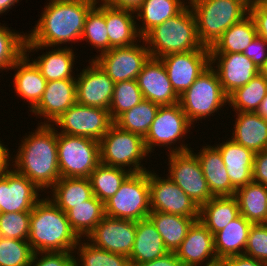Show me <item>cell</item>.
I'll return each mask as SVG.
<instances>
[{
	"label": "cell",
	"mask_w": 267,
	"mask_h": 266,
	"mask_svg": "<svg viewBox=\"0 0 267 266\" xmlns=\"http://www.w3.org/2000/svg\"><path fill=\"white\" fill-rule=\"evenodd\" d=\"M21 138L10 156L11 166L26 176L45 195L61 178L58 166L57 132L51 124H40ZM13 155V156H12Z\"/></svg>",
	"instance_id": "6da1fadb"
},
{
	"label": "cell",
	"mask_w": 267,
	"mask_h": 266,
	"mask_svg": "<svg viewBox=\"0 0 267 266\" xmlns=\"http://www.w3.org/2000/svg\"><path fill=\"white\" fill-rule=\"evenodd\" d=\"M35 27L26 33L25 44L69 47L79 44L93 0H48ZM68 43V44H67ZM62 45V46H61ZM65 45V46H64Z\"/></svg>",
	"instance_id": "7a4b0ae2"
},
{
	"label": "cell",
	"mask_w": 267,
	"mask_h": 266,
	"mask_svg": "<svg viewBox=\"0 0 267 266\" xmlns=\"http://www.w3.org/2000/svg\"><path fill=\"white\" fill-rule=\"evenodd\" d=\"M29 225L28 242L34 253L74 251L80 240L66 213L47 196L33 207Z\"/></svg>",
	"instance_id": "3957f363"
},
{
	"label": "cell",
	"mask_w": 267,
	"mask_h": 266,
	"mask_svg": "<svg viewBox=\"0 0 267 266\" xmlns=\"http://www.w3.org/2000/svg\"><path fill=\"white\" fill-rule=\"evenodd\" d=\"M142 39L153 58L197 49H209L200 42L196 18L189 4L179 14L154 26Z\"/></svg>",
	"instance_id": "277c9868"
},
{
	"label": "cell",
	"mask_w": 267,
	"mask_h": 266,
	"mask_svg": "<svg viewBox=\"0 0 267 266\" xmlns=\"http://www.w3.org/2000/svg\"><path fill=\"white\" fill-rule=\"evenodd\" d=\"M188 3L196 18L200 42L208 48L249 14V8L240 0H193Z\"/></svg>",
	"instance_id": "5b68a950"
},
{
	"label": "cell",
	"mask_w": 267,
	"mask_h": 266,
	"mask_svg": "<svg viewBox=\"0 0 267 266\" xmlns=\"http://www.w3.org/2000/svg\"><path fill=\"white\" fill-rule=\"evenodd\" d=\"M179 104L189 122L194 125L207 120L227 107L228 96L223 91L218 74L209 66L195 82L179 96ZM222 108V109H221ZM198 121V122H197Z\"/></svg>",
	"instance_id": "8992f818"
},
{
	"label": "cell",
	"mask_w": 267,
	"mask_h": 266,
	"mask_svg": "<svg viewBox=\"0 0 267 266\" xmlns=\"http://www.w3.org/2000/svg\"><path fill=\"white\" fill-rule=\"evenodd\" d=\"M100 163L107 166L121 167L131 173L148 171L143 161L152 157L146 149L144 138L122 130L114 123L101 138ZM148 156V157H147ZM143 162V163H142Z\"/></svg>",
	"instance_id": "52a82bcc"
},
{
	"label": "cell",
	"mask_w": 267,
	"mask_h": 266,
	"mask_svg": "<svg viewBox=\"0 0 267 266\" xmlns=\"http://www.w3.org/2000/svg\"><path fill=\"white\" fill-rule=\"evenodd\" d=\"M191 127L194 128L179 103L160 106L144 138L148 153L150 155L154 153L156 146L159 148L165 147V150L169 153L194 149L190 147V143H188V146L184 142L187 140V133H192L190 131Z\"/></svg>",
	"instance_id": "ba28073f"
},
{
	"label": "cell",
	"mask_w": 267,
	"mask_h": 266,
	"mask_svg": "<svg viewBox=\"0 0 267 266\" xmlns=\"http://www.w3.org/2000/svg\"><path fill=\"white\" fill-rule=\"evenodd\" d=\"M58 166L61 178H89L100 164L99 141L57 133Z\"/></svg>",
	"instance_id": "9c48e42d"
},
{
	"label": "cell",
	"mask_w": 267,
	"mask_h": 266,
	"mask_svg": "<svg viewBox=\"0 0 267 266\" xmlns=\"http://www.w3.org/2000/svg\"><path fill=\"white\" fill-rule=\"evenodd\" d=\"M104 207L109 217L133 221L148 218L151 212L148 171L131 173Z\"/></svg>",
	"instance_id": "30bf717a"
},
{
	"label": "cell",
	"mask_w": 267,
	"mask_h": 266,
	"mask_svg": "<svg viewBox=\"0 0 267 266\" xmlns=\"http://www.w3.org/2000/svg\"><path fill=\"white\" fill-rule=\"evenodd\" d=\"M166 156L168 173L165 176L178 185L199 207L214 197L194 150L167 153Z\"/></svg>",
	"instance_id": "8fae6325"
},
{
	"label": "cell",
	"mask_w": 267,
	"mask_h": 266,
	"mask_svg": "<svg viewBox=\"0 0 267 266\" xmlns=\"http://www.w3.org/2000/svg\"><path fill=\"white\" fill-rule=\"evenodd\" d=\"M113 123L109 110L84 106L76 102L51 125L57 133L84 136L100 141Z\"/></svg>",
	"instance_id": "7c38bea8"
},
{
	"label": "cell",
	"mask_w": 267,
	"mask_h": 266,
	"mask_svg": "<svg viewBox=\"0 0 267 266\" xmlns=\"http://www.w3.org/2000/svg\"><path fill=\"white\" fill-rule=\"evenodd\" d=\"M150 57V52L141 38L133 45L116 47L100 55H93L91 60H94L110 79L117 83L125 80H137L138 74Z\"/></svg>",
	"instance_id": "4fadbf2b"
},
{
	"label": "cell",
	"mask_w": 267,
	"mask_h": 266,
	"mask_svg": "<svg viewBox=\"0 0 267 266\" xmlns=\"http://www.w3.org/2000/svg\"><path fill=\"white\" fill-rule=\"evenodd\" d=\"M152 169L148 170L151 211L199 217L200 207L171 179Z\"/></svg>",
	"instance_id": "5bb4252c"
},
{
	"label": "cell",
	"mask_w": 267,
	"mask_h": 266,
	"mask_svg": "<svg viewBox=\"0 0 267 266\" xmlns=\"http://www.w3.org/2000/svg\"><path fill=\"white\" fill-rule=\"evenodd\" d=\"M10 166L0 178V213L31 212L44 194Z\"/></svg>",
	"instance_id": "9a60e30c"
},
{
	"label": "cell",
	"mask_w": 267,
	"mask_h": 266,
	"mask_svg": "<svg viewBox=\"0 0 267 266\" xmlns=\"http://www.w3.org/2000/svg\"><path fill=\"white\" fill-rule=\"evenodd\" d=\"M175 92L180 96L210 66L209 49L173 53L160 58Z\"/></svg>",
	"instance_id": "2e32d148"
},
{
	"label": "cell",
	"mask_w": 267,
	"mask_h": 266,
	"mask_svg": "<svg viewBox=\"0 0 267 266\" xmlns=\"http://www.w3.org/2000/svg\"><path fill=\"white\" fill-rule=\"evenodd\" d=\"M88 62L76 75V102L109 110L115 83L94 60Z\"/></svg>",
	"instance_id": "e0dca14e"
},
{
	"label": "cell",
	"mask_w": 267,
	"mask_h": 266,
	"mask_svg": "<svg viewBox=\"0 0 267 266\" xmlns=\"http://www.w3.org/2000/svg\"><path fill=\"white\" fill-rule=\"evenodd\" d=\"M136 235V221L107 215L86 237L96 247L129 257Z\"/></svg>",
	"instance_id": "ac0fdd59"
},
{
	"label": "cell",
	"mask_w": 267,
	"mask_h": 266,
	"mask_svg": "<svg viewBox=\"0 0 267 266\" xmlns=\"http://www.w3.org/2000/svg\"><path fill=\"white\" fill-rule=\"evenodd\" d=\"M210 66L227 96L259 74V68L243 53H210Z\"/></svg>",
	"instance_id": "d6986e66"
},
{
	"label": "cell",
	"mask_w": 267,
	"mask_h": 266,
	"mask_svg": "<svg viewBox=\"0 0 267 266\" xmlns=\"http://www.w3.org/2000/svg\"><path fill=\"white\" fill-rule=\"evenodd\" d=\"M39 50L43 51L42 54L33 59L32 55H35L34 53H37ZM44 50H46V52H44ZM74 51L75 49L70 47L25 44V54L31 57L30 59L40 69L42 76L47 82L62 79H76V74L73 69H75L74 65L78 62V55L75 56L77 53ZM31 52L33 54H31Z\"/></svg>",
	"instance_id": "ffe728a7"
},
{
	"label": "cell",
	"mask_w": 267,
	"mask_h": 266,
	"mask_svg": "<svg viewBox=\"0 0 267 266\" xmlns=\"http://www.w3.org/2000/svg\"><path fill=\"white\" fill-rule=\"evenodd\" d=\"M137 82L145 100L160 106L179 103V95L173 89L160 58L148 59L138 74Z\"/></svg>",
	"instance_id": "44dd1931"
},
{
	"label": "cell",
	"mask_w": 267,
	"mask_h": 266,
	"mask_svg": "<svg viewBox=\"0 0 267 266\" xmlns=\"http://www.w3.org/2000/svg\"><path fill=\"white\" fill-rule=\"evenodd\" d=\"M183 266H210L220 262L214 249V235L196 220L175 251Z\"/></svg>",
	"instance_id": "7402d4cb"
},
{
	"label": "cell",
	"mask_w": 267,
	"mask_h": 266,
	"mask_svg": "<svg viewBox=\"0 0 267 266\" xmlns=\"http://www.w3.org/2000/svg\"><path fill=\"white\" fill-rule=\"evenodd\" d=\"M75 103L76 79L50 81L39 103L30 112L40 121L44 120L40 124H52Z\"/></svg>",
	"instance_id": "603a6c76"
},
{
	"label": "cell",
	"mask_w": 267,
	"mask_h": 266,
	"mask_svg": "<svg viewBox=\"0 0 267 266\" xmlns=\"http://www.w3.org/2000/svg\"><path fill=\"white\" fill-rule=\"evenodd\" d=\"M13 70V90L16 95L27 103L31 111L40 101L47 85L40 69L24 54L10 69Z\"/></svg>",
	"instance_id": "cb8c5ba5"
},
{
	"label": "cell",
	"mask_w": 267,
	"mask_h": 266,
	"mask_svg": "<svg viewBox=\"0 0 267 266\" xmlns=\"http://www.w3.org/2000/svg\"><path fill=\"white\" fill-rule=\"evenodd\" d=\"M206 145V146H205ZM195 152L209 190L213 196H234L236 188L231 184L221 153L213 144H204Z\"/></svg>",
	"instance_id": "d4e9b609"
},
{
	"label": "cell",
	"mask_w": 267,
	"mask_h": 266,
	"mask_svg": "<svg viewBox=\"0 0 267 266\" xmlns=\"http://www.w3.org/2000/svg\"><path fill=\"white\" fill-rule=\"evenodd\" d=\"M226 141V142H225ZM215 146L221 153L231 184L236 188L252 182V170L255 153L242 145L235 143L231 138Z\"/></svg>",
	"instance_id": "484cf974"
},
{
	"label": "cell",
	"mask_w": 267,
	"mask_h": 266,
	"mask_svg": "<svg viewBox=\"0 0 267 266\" xmlns=\"http://www.w3.org/2000/svg\"><path fill=\"white\" fill-rule=\"evenodd\" d=\"M231 138L235 143L258 153L267 149V120L256 112H234Z\"/></svg>",
	"instance_id": "4316f807"
},
{
	"label": "cell",
	"mask_w": 267,
	"mask_h": 266,
	"mask_svg": "<svg viewBox=\"0 0 267 266\" xmlns=\"http://www.w3.org/2000/svg\"><path fill=\"white\" fill-rule=\"evenodd\" d=\"M135 12L104 4V17L109 38V50L137 43L142 37L137 31Z\"/></svg>",
	"instance_id": "83f0119b"
},
{
	"label": "cell",
	"mask_w": 267,
	"mask_h": 266,
	"mask_svg": "<svg viewBox=\"0 0 267 266\" xmlns=\"http://www.w3.org/2000/svg\"><path fill=\"white\" fill-rule=\"evenodd\" d=\"M169 251L149 218L136 221L133 249L128 257L132 266L157 259Z\"/></svg>",
	"instance_id": "f1b7e54d"
},
{
	"label": "cell",
	"mask_w": 267,
	"mask_h": 266,
	"mask_svg": "<svg viewBox=\"0 0 267 266\" xmlns=\"http://www.w3.org/2000/svg\"><path fill=\"white\" fill-rule=\"evenodd\" d=\"M252 224L240 214L214 235V249L219 261L244 255Z\"/></svg>",
	"instance_id": "f546056e"
},
{
	"label": "cell",
	"mask_w": 267,
	"mask_h": 266,
	"mask_svg": "<svg viewBox=\"0 0 267 266\" xmlns=\"http://www.w3.org/2000/svg\"><path fill=\"white\" fill-rule=\"evenodd\" d=\"M188 4V0H143L135 12L139 35L143 37L154 26L179 14Z\"/></svg>",
	"instance_id": "4dcf8cb0"
},
{
	"label": "cell",
	"mask_w": 267,
	"mask_h": 266,
	"mask_svg": "<svg viewBox=\"0 0 267 266\" xmlns=\"http://www.w3.org/2000/svg\"><path fill=\"white\" fill-rule=\"evenodd\" d=\"M239 215L235 196H214L200 206L198 220L215 235Z\"/></svg>",
	"instance_id": "1f68e13d"
},
{
	"label": "cell",
	"mask_w": 267,
	"mask_h": 266,
	"mask_svg": "<svg viewBox=\"0 0 267 266\" xmlns=\"http://www.w3.org/2000/svg\"><path fill=\"white\" fill-rule=\"evenodd\" d=\"M148 218L155 225L169 252H175L186 237L188 230L199 217L151 211Z\"/></svg>",
	"instance_id": "d6a6232c"
},
{
	"label": "cell",
	"mask_w": 267,
	"mask_h": 266,
	"mask_svg": "<svg viewBox=\"0 0 267 266\" xmlns=\"http://www.w3.org/2000/svg\"><path fill=\"white\" fill-rule=\"evenodd\" d=\"M46 194L64 213H67L72 209V205H79L89 200L93 196V191L89 178H60Z\"/></svg>",
	"instance_id": "836d02e7"
},
{
	"label": "cell",
	"mask_w": 267,
	"mask_h": 266,
	"mask_svg": "<svg viewBox=\"0 0 267 266\" xmlns=\"http://www.w3.org/2000/svg\"><path fill=\"white\" fill-rule=\"evenodd\" d=\"M240 214L253 224L264 223L267 217V186L250 182L236 189Z\"/></svg>",
	"instance_id": "e575fe53"
},
{
	"label": "cell",
	"mask_w": 267,
	"mask_h": 266,
	"mask_svg": "<svg viewBox=\"0 0 267 266\" xmlns=\"http://www.w3.org/2000/svg\"><path fill=\"white\" fill-rule=\"evenodd\" d=\"M257 35L255 22L248 14L227 29L209 48V51L210 53H243Z\"/></svg>",
	"instance_id": "d590c367"
},
{
	"label": "cell",
	"mask_w": 267,
	"mask_h": 266,
	"mask_svg": "<svg viewBox=\"0 0 267 266\" xmlns=\"http://www.w3.org/2000/svg\"><path fill=\"white\" fill-rule=\"evenodd\" d=\"M66 215L71 228L77 236L80 239L86 238L104 218V203L93 195L89 200L79 205H72V209Z\"/></svg>",
	"instance_id": "8d00e7d4"
},
{
	"label": "cell",
	"mask_w": 267,
	"mask_h": 266,
	"mask_svg": "<svg viewBox=\"0 0 267 266\" xmlns=\"http://www.w3.org/2000/svg\"><path fill=\"white\" fill-rule=\"evenodd\" d=\"M130 174L127 169L100 163L89 177L93 195L105 203L115 195Z\"/></svg>",
	"instance_id": "74e56055"
},
{
	"label": "cell",
	"mask_w": 267,
	"mask_h": 266,
	"mask_svg": "<svg viewBox=\"0 0 267 266\" xmlns=\"http://www.w3.org/2000/svg\"><path fill=\"white\" fill-rule=\"evenodd\" d=\"M73 252L74 266H132L127 256L96 247L86 238L79 240Z\"/></svg>",
	"instance_id": "f35d334b"
},
{
	"label": "cell",
	"mask_w": 267,
	"mask_h": 266,
	"mask_svg": "<svg viewBox=\"0 0 267 266\" xmlns=\"http://www.w3.org/2000/svg\"><path fill=\"white\" fill-rule=\"evenodd\" d=\"M266 94L267 80L259 73L228 96V106L234 112H256Z\"/></svg>",
	"instance_id": "ab89813d"
},
{
	"label": "cell",
	"mask_w": 267,
	"mask_h": 266,
	"mask_svg": "<svg viewBox=\"0 0 267 266\" xmlns=\"http://www.w3.org/2000/svg\"><path fill=\"white\" fill-rule=\"evenodd\" d=\"M160 105L143 99L138 105L122 113L114 124L125 131L145 138Z\"/></svg>",
	"instance_id": "60d3db41"
},
{
	"label": "cell",
	"mask_w": 267,
	"mask_h": 266,
	"mask_svg": "<svg viewBox=\"0 0 267 266\" xmlns=\"http://www.w3.org/2000/svg\"><path fill=\"white\" fill-rule=\"evenodd\" d=\"M82 41L90 44L92 49L95 48L96 52H99L97 55L109 50L103 3L96 2V5L88 12L80 42Z\"/></svg>",
	"instance_id": "b9f144b4"
},
{
	"label": "cell",
	"mask_w": 267,
	"mask_h": 266,
	"mask_svg": "<svg viewBox=\"0 0 267 266\" xmlns=\"http://www.w3.org/2000/svg\"><path fill=\"white\" fill-rule=\"evenodd\" d=\"M11 28L0 22V73L9 71L25 54L26 32Z\"/></svg>",
	"instance_id": "7bdbcfd3"
},
{
	"label": "cell",
	"mask_w": 267,
	"mask_h": 266,
	"mask_svg": "<svg viewBox=\"0 0 267 266\" xmlns=\"http://www.w3.org/2000/svg\"><path fill=\"white\" fill-rule=\"evenodd\" d=\"M137 80L115 83L109 114L114 122L122 113L132 109L143 100Z\"/></svg>",
	"instance_id": "ee69618b"
},
{
	"label": "cell",
	"mask_w": 267,
	"mask_h": 266,
	"mask_svg": "<svg viewBox=\"0 0 267 266\" xmlns=\"http://www.w3.org/2000/svg\"><path fill=\"white\" fill-rule=\"evenodd\" d=\"M33 254L28 240L0 237V266H30Z\"/></svg>",
	"instance_id": "f6af8a7d"
},
{
	"label": "cell",
	"mask_w": 267,
	"mask_h": 266,
	"mask_svg": "<svg viewBox=\"0 0 267 266\" xmlns=\"http://www.w3.org/2000/svg\"><path fill=\"white\" fill-rule=\"evenodd\" d=\"M31 212L0 213V237L28 240Z\"/></svg>",
	"instance_id": "bcb514c9"
},
{
	"label": "cell",
	"mask_w": 267,
	"mask_h": 266,
	"mask_svg": "<svg viewBox=\"0 0 267 266\" xmlns=\"http://www.w3.org/2000/svg\"><path fill=\"white\" fill-rule=\"evenodd\" d=\"M244 255L267 264V225L252 224Z\"/></svg>",
	"instance_id": "7dc6e473"
},
{
	"label": "cell",
	"mask_w": 267,
	"mask_h": 266,
	"mask_svg": "<svg viewBox=\"0 0 267 266\" xmlns=\"http://www.w3.org/2000/svg\"><path fill=\"white\" fill-rule=\"evenodd\" d=\"M74 256L73 251L36 252L30 266H74Z\"/></svg>",
	"instance_id": "c3c4849f"
},
{
	"label": "cell",
	"mask_w": 267,
	"mask_h": 266,
	"mask_svg": "<svg viewBox=\"0 0 267 266\" xmlns=\"http://www.w3.org/2000/svg\"><path fill=\"white\" fill-rule=\"evenodd\" d=\"M249 14L253 18L258 36L267 43V1H259L249 8Z\"/></svg>",
	"instance_id": "681fc988"
},
{
	"label": "cell",
	"mask_w": 267,
	"mask_h": 266,
	"mask_svg": "<svg viewBox=\"0 0 267 266\" xmlns=\"http://www.w3.org/2000/svg\"><path fill=\"white\" fill-rule=\"evenodd\" d=\"M260 69L267 60V43L262 37L256 36L243 52Z\"/></svg>",
	"instance_id": "f907efd6"
},
{
	"label": "cell",
	"mask_w": 267,
	"mask_h": 266,
	"mask_svg": "<svg viewBox=\"0 0 267 266\" xmlns=\"http://www.w3.org/2000/svg\"><path fill=\"white\" fill-rule=\"evenodd\" d=\"M252 179L255 183L267 186V149L255 153Z\"/></svg>",
	"instance_id": "816d5d0a"
},
{
	"label": "cell",
	"mask_w": 267,
	"mask_h": 266,
	"mask_svg": "<svg viewBox=\"0 0 267 266\" xmlns=\"http://www.w3.org/2000/svg\"><path fill=\"white\" fill-rule=\"evenodd\" d=\"M223 266H267L266 263L250 258L246 255H237L220 261Z\"/></svg>",
	"instance_id": "f5cc1de1"
},
{
	"label": "cell",
	"mask_w": 267,
	"mask_h": 266,
	"mask_svg": "<svg viewBox=\"0 0 267 266\" xmlns=\"http://www.w3.org/2000/svg\"><path fill=\"white\" fill-rule=\"evenodd\" d=\"M136 266H183V264L175 252H168L157 259L142 264H137Z\"/></svg>",
	"instance_id": "db71d44e"
},
{
	"label": "cell",
	"mask_w": 267,
	"mask_h": 266,
	"mask_svg": "<svg viewBox=\"0 0 267 266\" xmlns=\"http://www.w3.org/2000/svg\"><path fill=\"white\" fill-rule=\"evenodd\" d=\"M97 2L111 7L136 12V10L141 6L143 0H97Z\"/></svg>",
	"instance_id": "11a10c76"
},
{
	"label": "cell",
	"mask_w": 267,
	"mask_h": 266,
	"mask_svg": "<svg viewBox=\"0 0 267 266\" xmlns=\"http://www.w3.org/2000/svg\"><path fill=\"white\" fill-rule=\"evenodd\" d=\"M0 138V178L3 176L4 172L11 166L10 163V149L8 145L4 144Z\"/></svg>",
	"instance_id": "9f6ffc18"
},
{
	"label": "cell",
	"mask_w": 267,
	"mask_h": 266,
	"mask_svg": "<svg viewBox=\"0 0 267 266\" xmlns=\"http://www.w3.org/2000/svg\"><path fill=\"white\" fill-rule=\"evenodd\" d=\"M19 1L21 0H0V15L2 16V14L5 15L6 13H9Z\"/></svg>",
	"instance_id": "6f0895ef"
},
{
	"label": "cell",
	"mask_w": 267,
	"mask_h": 266,
	"mask_svg": "<svg viewBox=\"0 0 267 266\" xmlns=\"http://www.w3.org/2000/svg\"><path fill=\"white\" fill-rule=\"evenodd\" d=\"M258 115L267 120V94L264 99L261 101L258 110L256 111Z\"/></svg>",
	"instance_id": "680465c9"
},
{
	"label": "cell",
	"mask_w": 267,
	"mask_h": 266,
	"mask_svg": "<svg viewBox=\"0 0 267 266\" xmlns=\"http://www.w3.org/2000/svg\"><path fill=\"white\" fill-rule=\"evenodd\" d=\"M259 73L267 80V60L265 63L260 67Z\"/></svg>",
	"instance_id": "91938a15"
},
{
	"label": "cell",
	"mask_w": 267,
	"mask_h": 266,
	"mask_svg": "<svg viewBox=\"0 0 267 266\" xmlns=\"http://www.w3.org/2000/svg\"><path fill=\"white\" fill-rule=\"evenodd\" d=\"M244 3L248 8H251L254 5V0H240Z\"/></svg>",
	"instance_id": "94428289"
},
{
	"label": "cell",
	"mask_w": 267,
	"mask_h": 266,
	"mask_svg": "<svg viewBox=\"0 0 267 266\" xmlns=\"http://www.w3.org/2000/svg\"><path fill=\"white\" fill-rule=\"evenodd\" d=\"M210 266H223L221 262H218L216 264L210 265Z\"/></svg>",
	"instance_id": "6125c7cd"
},
{
	"label": "cell",
	"mask_w": 267,
	"mask_h": 266,
	"mask_svg": "<svg viewBox=\"0 0 267 266\" xmlns=\"http://www.w3.org/2000/svg\"><path fill=\"white\" fill-rule=\"evenodd\" d=\"M259 1H267V0H254V4H256Z\"/></svg>",
	"instance_id": "be15d7a7"
},
{
	"label": "cell",
	"mask_w": 267,
	"mask_h": 266,
	"mask_svg": "<svg viewBox=\"0 0 267 266\" xmlns=\"http://www.w3.org/2000/svg\"><path fill=\"white\" fill-rule=\"evenodd\" d=\"M263 224L267 225V217H266V220H265V222Z\"/></svg>",
	"instance_id": "e7e4bbea"
}]
</instances>
